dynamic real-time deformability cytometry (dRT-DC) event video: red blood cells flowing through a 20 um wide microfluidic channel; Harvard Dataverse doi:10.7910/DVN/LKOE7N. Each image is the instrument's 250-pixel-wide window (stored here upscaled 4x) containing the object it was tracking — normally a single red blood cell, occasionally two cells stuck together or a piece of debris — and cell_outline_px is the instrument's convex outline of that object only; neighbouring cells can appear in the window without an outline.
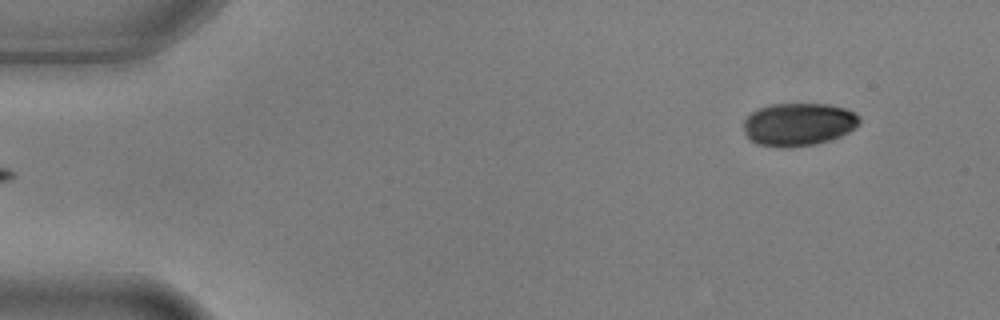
{"species": "common noctule bat (a hibernating species)", "species_latin": "Nyctalus noctula", "temperature_condition": "warm", "stored_images_in_passage": 6, "segment_of_instrument_passage": [2, 2], "camera_frame_rate_fps": 3000, "um_per_image_px": 0.085, "animal": {"sex": "male", "body_mass_g": 17.9, "forearm_length_mm": 54.2}, "frame": {"image": 1, "passage_image": 6, "time_ms": 1.667, "image_size_px": [1000, 320], "cell_outline_px": [[860, 124], [848, 132], [840, 136], [816, 144], [788, 148], [780, 148], [756, 144], [748, 140], [744, 128], [744, 120], [752, 112], [768, 104], [828, 104], [844, 108], [860, 116]], "centroid_in_image_um": [67.85, 10.58], "position_along_channel_um": 17.2, "area_um2": 29.13}}